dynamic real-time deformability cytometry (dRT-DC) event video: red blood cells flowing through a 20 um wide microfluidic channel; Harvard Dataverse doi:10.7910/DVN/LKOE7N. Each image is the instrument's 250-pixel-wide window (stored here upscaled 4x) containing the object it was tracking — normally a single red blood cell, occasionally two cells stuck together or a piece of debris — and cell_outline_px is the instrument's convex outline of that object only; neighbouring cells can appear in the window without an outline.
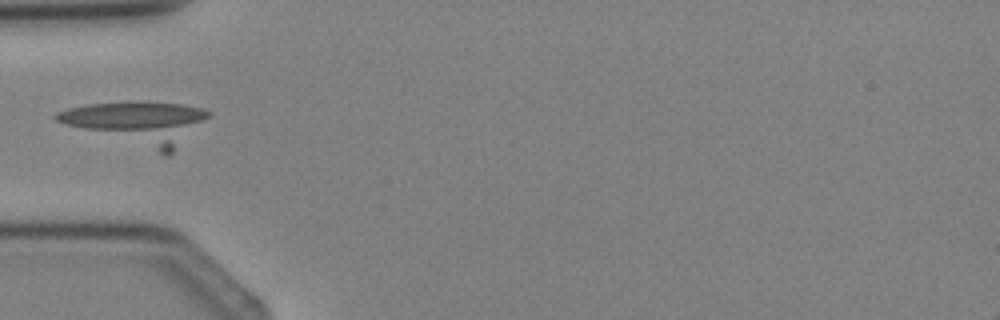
{"species": "Egyptian fruit bat (a non-hibernating species)", "species_latin": "Rousettus aegyptiacus", "temperature_condition": "cold", "stored_images_in_passage": 5, "camera_frame_rate_fps": 3000, "um_per_image_px": 0.085, "animal": {"sex": "female"}, "frame": {"image": 1, "passage_image": 5, "time_ms": 4.667, "image_size_px": [1000, 320], "cell_outline_px": [[212, 112], [168, 156], [164, 156], [64, 124], [56, 120], [52, 116], [56, 112], [68, 108], [88, 104], [140, 100], [180, 104], [200, 108]], "centroid_in_image_um": [11.66, 10.44], "position_along_channel_um": 73.3, "area_um2": 37.92}}